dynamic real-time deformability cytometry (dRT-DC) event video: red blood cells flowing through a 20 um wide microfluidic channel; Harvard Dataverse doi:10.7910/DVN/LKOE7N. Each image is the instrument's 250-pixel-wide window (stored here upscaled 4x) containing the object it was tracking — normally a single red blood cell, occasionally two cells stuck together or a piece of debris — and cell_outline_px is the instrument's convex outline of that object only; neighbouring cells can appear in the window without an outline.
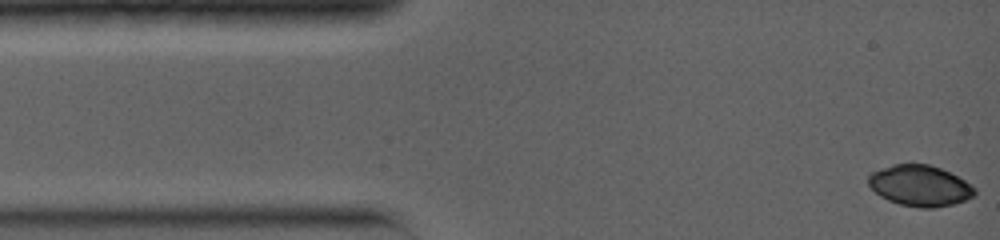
{"species": "common noctule bat (a hibernating species)", "species_latin": "Nyctalus noctula", "temperature_condition": "warm", "stored_images_in_passage": 7, "camera_frame_rate_fps": 5000, "um_per_image_px": 0.085, "animal": {"sex": "female", "body_mass_g": 19.0, "forearm_length_mm": 56.7}, "frame": {"image": 1, "passage_image": 1, "time_ms": 0.0, "image_size_px": [1000, 240], "cell_outline_px": [[976, 196], [952, 204], [932, 208], [920, 208], [900, 204], [888, 200], [880, 196], [868, 184], [868, 176], [872, 172], [892, 164], [928, 164], [940, 168], [964, 180], [976, 188]], "centroid_in_image_um": [78.19, 15.79], "position_along_channel_um": 6.8, "area_um2": 25.2}}
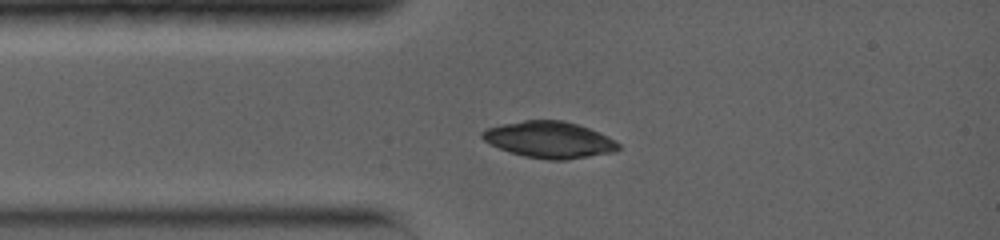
{"frame": {"image": 2, "passage_image": 4, "time_ms": 2.6, "image_size_px": [1000, 240], "cell_outline_px": [[620, 148], [612, 152], [568, 160], [548, 160], [524, 156], [508, 152], [484, 140], [480, 136], [480, 132], [488, 128], [500, 124], [524, 120], [564, 120], [588, 128], [608, 136], [616, 140], [620, 144]], "centroid_in_image_um": [46.69, 11.88], "position_along_channel_um": 38.3, "area_um2": 28.96}}
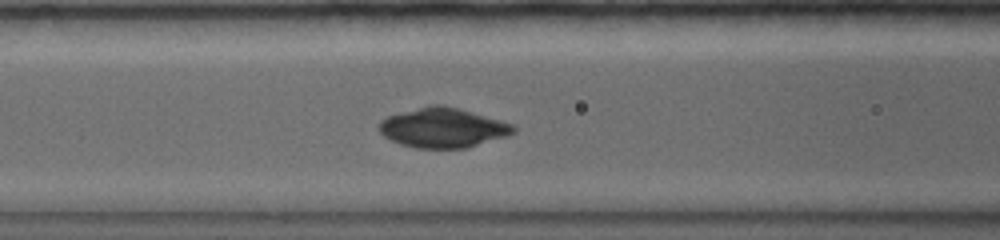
{"frame": {"image": 3, "passage_image": 7, "time_ms": 5.0, "image_size_px": [1000, 240], "cell_outline_px": [[516, 132], [508, 136], [468, 148], [416, 148], [400, 144], [384, 136], [380, 132], [380, 120], [388, 116], [428, 104], [444, 104], [460, 108], [516, 124]], "centroid_in_image_um": [37.71, 10.85], "position_along_channel_um": 128.9, "area_um2": 31.5}}